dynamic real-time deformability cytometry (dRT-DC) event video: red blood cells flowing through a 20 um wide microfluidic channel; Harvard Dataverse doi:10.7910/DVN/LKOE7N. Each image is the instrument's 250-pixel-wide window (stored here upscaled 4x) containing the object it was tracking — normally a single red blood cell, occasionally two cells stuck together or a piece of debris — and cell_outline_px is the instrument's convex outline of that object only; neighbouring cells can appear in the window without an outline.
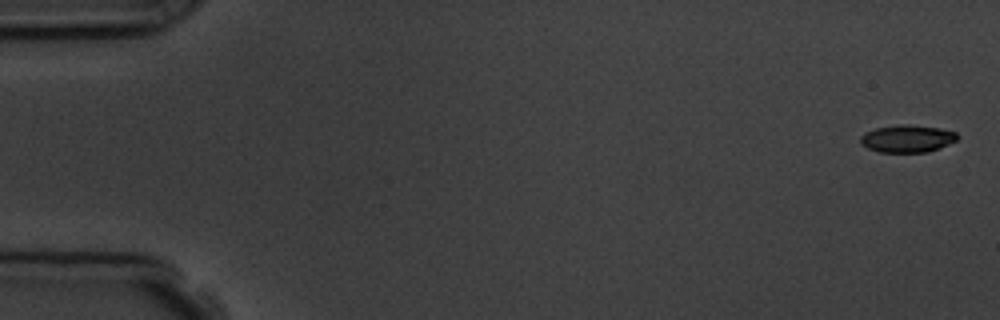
{"species": "common noctule bat (a hibernating species)", "species_latin": "Nyctalus noctula", "temperature_condition": "room temperature", "stored_images_in_passage": 6, "camera_frame_rate_fps": 3000, "um_per_image_px": 0.085, "animal": {"sex": "male", "body_mass_g": 19.5, "forearm_length_mm": 54.6}, "frame": {"image": 1, "passage_image": 1, "time_ms": 0.0, "image_size_px": [1000, 320], "cell_outline_px": [[956, 140], [940, 148], [928, 152], [880, 152], [868, 148], [860, 144], [860, 136], [864, 132], [876, 128], [900, 124], [908, 124], [940, 128], [956, 132]], "centroid_in_image_um": [77.08, 11.78], "position_along_channel_um": 7.9, "area_um2": 15.49}}
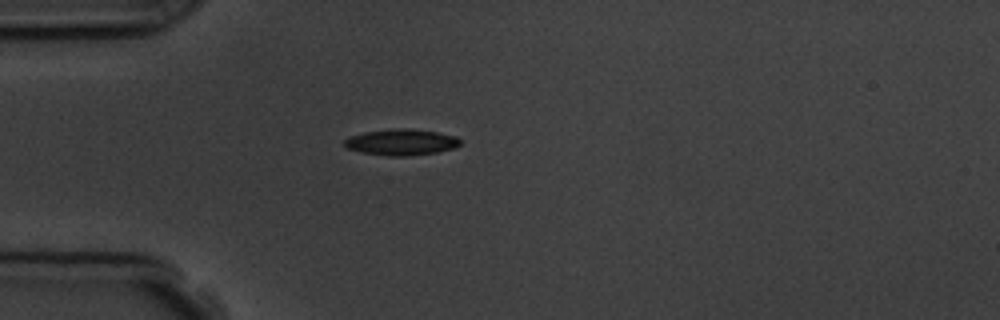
{"frame": {"image": 2, "passage_image": 5, "time_ms": 4.667, "image_size_px": [1000, 320], "cell_outline_px": [[460, 144], [456, 148], [436, 152], [408, 156], [388, 156], [364, 152], [348, 148], [344, 144], [344, 140], [348, 136], [364, 132], [392, 128], [408, 128], [436, 132], [456, 136], [460, 140]], "centroid_in_image_um": [34.12, 12.07], "position_along_channel_um": 50.9, "area_um2": 17.63}}